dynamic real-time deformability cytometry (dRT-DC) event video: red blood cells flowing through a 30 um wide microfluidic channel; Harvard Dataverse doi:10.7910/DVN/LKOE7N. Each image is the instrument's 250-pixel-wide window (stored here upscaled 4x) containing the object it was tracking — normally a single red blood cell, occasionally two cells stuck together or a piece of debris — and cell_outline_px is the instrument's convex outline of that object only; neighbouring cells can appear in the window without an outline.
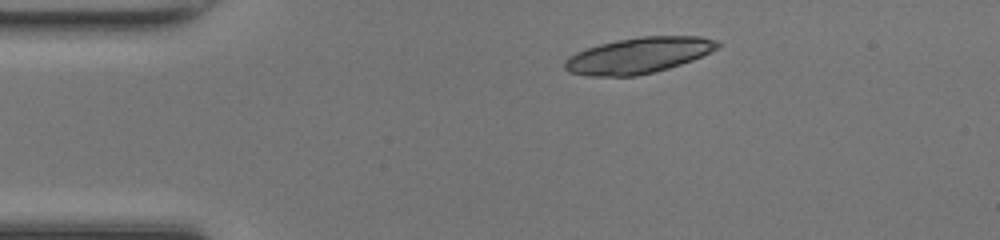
{"species": "common noctule bat (a hibernating species)", "species_latin": "Nyctalus noctula", "temperature_condition": "room temperature", "stored_images_in_passage": 3, "camera_frame_rate_fps": 3000, "um_per_image_px": 0.085, "animal": {"sex": "female", "body_mass_g": 17.0, "forearm_length_mm": 48.0}, "frame": {"image": 1, "passage_image": 1, "time_ms": 0.0, "image_size_px": [1000, 240], "cell_outline_px": [[704, 52], [696, 56], [660, 68], [644, 72], [628, 72], [596, 48], [612, 44], [632, 40], [704, 40]], "centroid_in_image_um": [55.38, 4.53], "position_along_channel_um": 29.6, "area_um2": 17.34}}